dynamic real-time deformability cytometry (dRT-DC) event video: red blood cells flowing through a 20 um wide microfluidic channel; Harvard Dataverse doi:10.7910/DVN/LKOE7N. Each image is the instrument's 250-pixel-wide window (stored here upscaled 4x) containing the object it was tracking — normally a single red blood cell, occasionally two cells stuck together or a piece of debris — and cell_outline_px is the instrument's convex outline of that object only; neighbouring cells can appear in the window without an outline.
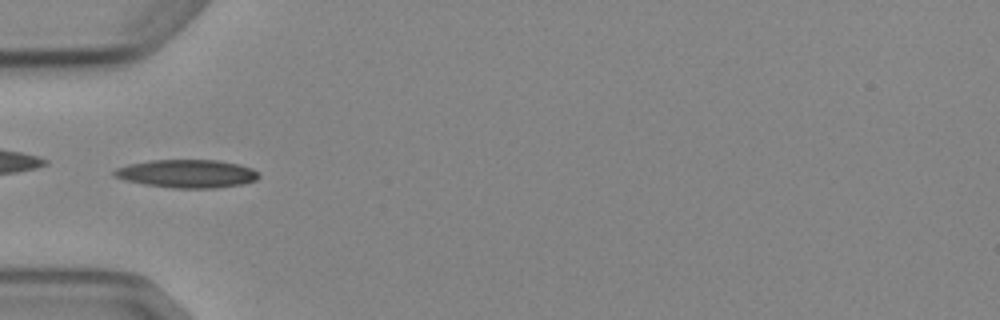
{"species": "Egyptian fruit bat (a non-hibernating species)", "species_latin": "Rousettus aegyptiacus", "temperature_condition": "cold", "stored_images_in_passage": 7, "camera_frame_rate_fps": 3000, "um_per_image_px": 0.085, "animal": {"sex": "female"}, "frame": {"image": 1, "passage_image": 5, "time_ms": 5.0, "image_size_px": [1000, 320], "cell_outline_px": [[260, 176], [256, 180], [244, 184], [216, 188], [176, 188], [144, 184], [124, 180], [112, 176], [112, 172], [116, 168], [128, 164], [148, 160], [220, 160], [252, 168]], "centroid_in_image_um": [15.86, 14.76], "position_along_channel_um": 69.1, "area_um2": 23.81}}
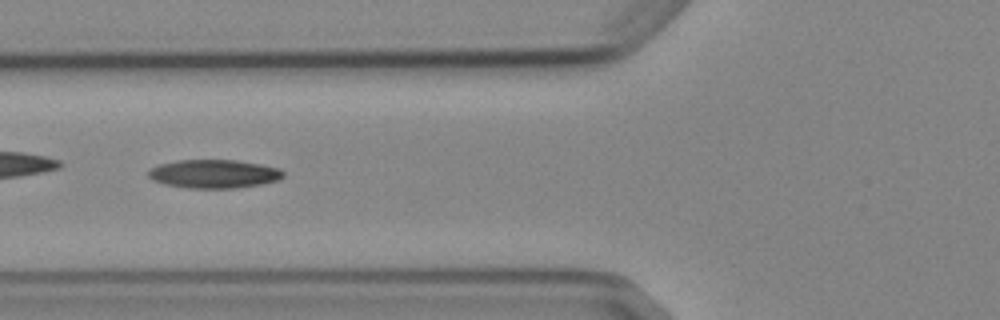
{"frame": {"image": 2, "passage_image": 6, "time_ms": 6.0, "image_size_px": [1000, 320], "cell_outline_px": [[284, 176], [280, 180], [260, 184], [236, 188], [188, 188], [164, 184], [152, 180], [148, 176], [148, 172], [152, 168], [160, 164], [180, 160], [236, 160], [260, 164], [280, 168], [284, 172]], "centroid_in_image_um": [18.21, 14.78], "position_along_channel_um": 107.6, "area_um2": 22.43}}